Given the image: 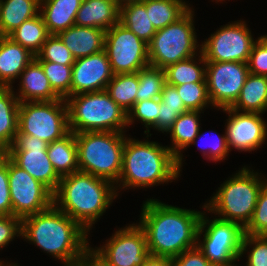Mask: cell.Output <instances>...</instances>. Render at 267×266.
<instances>
[{
	"label": "cell",
	"mask_w": 267,
	"mask_h": 266,
	"mask_svg": "<svg viewBox=\"0 0 267 266\" xmlns=\"http://www.w3.org/2000/svg\"><path fill=\"white\" fill-rule=\"evenodd\" d=\"M139 225L143 228L151 255L173 258L197 246L201 211L182 209L146 200Z\"/></svg>",
	"instance_id": "cell-1"
},
{
	"label": "cell",
	"mask_w": 267,
	"mask_h": 266,
	"mask_svg": "<svg viewBox=\"0 0 267 266\" xmlns=\"http://www.w3.org/2000/svg\"><path fill=\"white\" fill-rule=\"evenodd\" d=\"M86 232L54 204L22 219L21 236L64 263L77 266L90 250Z\"/></svg>",
	"instance_id": "cell-2"
},
{
	"label": "cell",
	"mask_w": 267,
	"mask_h": 266,
	"mask_svg": "<svg viewBox=\"0 0 267 266\" xmlns=\"http://www.w3.org/2000/svg\"><path fill=\"white\" fill-rule=\"evenodd\" d=\"M115 187L110 181L77 171L61 177L53 204L90 232L91 226L118 196L119 186Z\"/></svg>",
	"instance_id": "cell-3"
},
{
	"label": "cell",
	"mask_w": 267,
	"mask_h": 266,
	"mask_svg": "<svg viewBox=\"0 0 267 266\" xmlns=\"http://www.w3.org/2000/svg\"><path fill=\"white\" fill-rule=\"evenodd\" d=\"M177 157L166 146L148 140L126 138L119 186L153 187L179 177Z\"/></svg>",
	"instance_id": "cell-4"
},
{
	"label": "cell",
	"mask_w": 267,
	"mask_h": 266,
	"mask_svg": "<svg viewBox=\"0 0 267 266\" xmlns=\"http://www.w3.org/2000/svg\"><path fill=\"white\" fill-rule=\"evenodd\" d=\"M65 101L70 132H126L128 114L106 90L72 95Z\"/></svg>",
	"instance_id": "cell-5"
},
{
	"label": "cell",
	"mask_w": 267,
	"mask_h": 266,
	"mask_svg": "<svg viewBox=\"0 0 267 266\" xmlns=\"http://www.w3.org/2000/svg\"><path fill=\"white\" fill-rule=\"evenodd\" d=\"M221 184L204 209L218 214V219L240 224L245 228L251 221L259 192L267 182L247 167ZM220 215V216H219Z\"/></svg>",
	"instance_id": "cell-6"
},
{
	"label": "cell",
	"mask_w": 267,
	"mask_h": 266,
	"mask_svg": "<svg viewBox=\"0 0 267 266\" xmlns=\"http://www.w3.org/2000/svg\"><path fill=\"white\" fill-rule=\"evenodd\" d=\"M123 133L88 131L75 134L79 171L118 184L126 140Z\"/></svg>",
	"instance_id": "cell-7"
},
{
	"label": "cell",
	"mask_w": 267,
	"mask_h": 266,
	"mask_svg": "<svg viewBox=\"0 0 267 266\" xmlns=\"http://www.w3.org/2000/svg\"><path fill=\"white\" fill-rule=\"evenodd\" d=\"M193 12L190 8L176 22L156 31L148 44L150 66L165 69L176 62L199 56Z\"/></svg>",
	"instance_id": "cell-8"
},
{
	"label": "cell",
	"mask_w": 267,
	"mask_h": 266,
	"mask_svg": "<svg viewBox=\"0 0 267 266\" xmlns=\"http://www.w3.org/2000/svg\"><path fill=\"white\" fill-rule=\"evenodd\" d=\"M18 130L22 134L37 137L48 144L62 139L70 132L65 99L20 102Z\"/></svg>",
	"instance_id": "cell-9"
},
{
	"label": "cell",
	"mask_w": 267,
	"mask_h": 266,
	"mask_svg": "<svg viewBox=\"0 0 267 266\" xmlns=\"http://www.w3.org/2000/svg\"><path fill=\"white\" fill-rule=\"evenodd\" d=\"M202 233L204 239L201 242ZM244 234V228L240 224L218 218L209 221L205 213H202L197 247L213 266H234L233 262L241 257Z\"/></svg>",
	"instance_id": "cell-10"
},
{
	"label": "cell",
	"mask_w": 267,
	"mask_h": 266,
	"mask_svg": "<svg viewBox=\"0 0 267 266\" xmlns=\"http://www.w3.org/2000/svg\"><path fill=\"white\" fill-rule=\"evenodd\" d=\"M104 51L114 75L137 73L149 66L148 44L120 22L105 32Z\"/></svg>",
	"instance_id": "cell-11"
},
{
	"label": "cell",
	"mask_w": 267,
	"mask_h": 266,
	"mask_svg": "<svg viewBox=\"0 0 267 266\" xmlns=\"http://www.w3.org/2000/svg\"><path fill=\"white\" fill-rule=\"evenodd\" d=\"M48 143L37 137L22 134L19 130L12 146L5 154L33 178L44 184L53 194L61 177L55 171L47 154Z\"/></svg>",
	"instance_id": "cell-12"
},
{
	"label": "cell",
	"mask_w": 267,
	"mask_h": 266,
	"mask_svg": "<svg viewBox=\"0 0 267 266\" xmlns=\"http://www.w3.org/2000/svg\"><path fill=\"white\" fill-rule=\"evenodd\" d=\"M238 21L221 26L200 45L205 61L248 63L256 40L246 22Z\"/></svg>",
	"instance_id": "cell-13"
},
{
	"label": "cell",
	"mask_w": 267,
	"mask_h": 266,
	"mask_svg": "<svg viewBox=\"0 0 267 266\" xmlns=\"http://www.w3.org/2000/svg\"><path fill=\"white\" fill-rule=\"evenodd\" d=\"M12 215L21 220L53 205V193L8 157Z\"/></svg>",
	"instance_id": "cell-14"
},
{
	"label": "cell",
	"mask_w": 267,
	"mask_h": 266,
	"mask_svg": "<svg viewBox=\"0 0 267 266\" xmlns=\"http://www.w3.org/2000/svg\"><path fill=\"white\" fill-rule=\"evenodd\" d=\"M96 249L90 247L107 266H141L150 254L145 232L139 224L117 230L104 246Z\"/></svg>",
	"instance_id": "cell-15"
},
{
	"label": "cell",
	"mask_w": 267,
	"mask_h": 266,
	"mask_svg": "<svg viewBox=\"0 0 267 266\" xmlns=\"http://www.w3.org/2000/svg\"><path fill=\"white\" fill-rule=\"evenodd\" d=\"M250 74L245 62L206 61L205 80L214 107L231 108Z\"/></svg>",
	"instance_id": "cell-16"
},
{
	"label": "cell",
	"mask_w": 267,
	"mask_h": 266,
	"mask_svg": "<svg viewBox=\"0 0 267 266\" xmlns=\"http://www.w3.org/2000/svg\"><path fill=\"white\" fill-rule=\"evenodd\" d=\"M229 114L225 129L228 148L240 151H254L265 142L267 124L260 113L240 112L223 109ZM263 118V119H262Z\"/></svg>",
	"instance_id": "cell-17"
},
{
	"label": "cell",
	"mask_w": 267,
	"mask_h": 266,
	"mask_svg": "<svg viewBox=\"0 0 267 266\" xmlns=\"http://www.w3.org/2000/svg\"><path fill=\"white\" fill-rule=\"evenodd\" d=\"M113 75L104 50L76 59L72 65L71 96L106 90Z\"/></svg>",
	"instance_id": "cell-18"
},
{
	"label": "cell",
	"mask_w": 267,
	"mask_h": 266,
	"mask_svg": "<svg viewBox=\"0 0 267 266\" xmlns=\"http://www.w3.org/2000/svg\"><path fill=\"white\" fill-rule=\"evenodd\" d=\"M19 102L55 101L62 99L51 87L41 64L34 58L20 74Z\"/></svg>",
	"instance_id": "cell-19"
},
{
	"label": "cell",
	"mask_w": 267,
	"mask_h": 266,
	"mask_svg": "<svg viewBox=\"0 0 267 266\" xmlns=\"http://www.w3.org/2000/svg\"><path fill=\"white\" fill-rule=\"evenodd\" d=\"M105 30L74 25L57 36L70 50L75 59L97 54L104 50Z\"/></svg>",
	"instance_id": "cell-20"
},
{
	"label": "cell",
	"mask_w": 267,
	"mask_h": 266,
	"mask_svg": "<svg viewBox=\"0 0 267 266\" xmlns=\"http://www.w3.org/2000/svg\"><path fill=\"white\" fill-rule=\"evenodd\" d=\"M35 58L28 49L8 36L0 37V86H12L21 72Z\"/></svg>",
	"instance_id": "cell-21"
},
{
	"label": "cell",
	"mask_w": 267,
	"mask_h": 266,
	"mask_svg": "<svg viewBox=\"0 0 267 266\" xmlns=\"http://www.w3.org/2000/svg\"><path fill=\"white\" fill-rule=\"evenodd\" d=\"M120 7L113 0H82L75 25L109 30L119 22Z\"/></svg>",
	"instance_id": "cell-22"
},
{
	"label": "cell",
	"mask_w": 267,
	"mask_h": 266,
	"mask_svg": "<svg viewBox=\"0 0 267 266\" xmlns=\"http://www.w3.org/2000/svg\"><path fill=\"white\" fill-rule=\"evenodd\" d=\"M81 3L82 0H41L39 13L49 34L57 35L74 26Z\"/></svg>",
	"instance_id": "cell-23"
},
{
	"label": "cell",
	"mask_w": 267,
	"mask_h": 266,
	"mask_svg": "<svg viewBox=\"0 0 267 266\" xmlns=\"http://www.w3.org/2000/svg\"><path fill=\"white\" fill-rule=\"evenodd\" d=\"M19 100L11 86H0V149L6 152L18 131Z\"/></svg>",
	"instance_id": "cell-24"
},
{
	"label": "cell",
	"mask_w": 267,
	"mask_h": 266,
	"mask_svg": "<svg viewBox=\"0 0 267 266\" xmlns=\"http://www.w3.org/2000/svg\"><path fill=\"white\" fill-rule=\"evenodd\" d=\"M200 111H188L181 114L167 131L171 133L172 147L169 150L177 157V168L179 172L182 167L181 151L190 146L195 141L201 126H199Z\"/></svg>",
	"instance_id": "cell-25"
},
{
	"label": "cell",
	"mask_w": 267,
	"mask_h": 266,
	"mask_svg": "<svg viewBox=\"0 0 267 266\" xmlns=\"http://www.w3.org/2000/svg\"><path fill=\"white\" fill-rule=\"evenodd\" d=\"M41 0H0V35L8 36L40 13Z\"/></svg>",
	"instance_id": "cell-26"
},
{
	"label": "cell",
	"mask_w": 267,
	"mask_h": 266,
	"mask_svg": "<svg viewBox=\"0 0 267 266\" xmlns=\"http://www.w3.org/2000/svg\"><path fill=\"white\" fill-rule=\"evenodd\" d=\"M231 109L264 114L267 110V77L249 74Z\"/></svg>",
	"instance_id": "cell-27"
},
{
	"label": "cell",
	"mask_w": 267,
	"mask_h": 266,
	"mask_svg": "<svg viewBox=\"0 0 267 266\" xmlns=\"http://www.w3.org/2000/svg\"><path fill=\"white\" fill-rule=\"evenodd\" d=\"M48 158L60 177L79 171L75 133L69 132L62 139L47 145Z\"/></svg>",
	"instance_id": "cell-28"
},
{
	"label": "cell",
	"mask_w": 267,
	"mask_h": 266,
	"mask_svg": "<svg viewBox=\"0 0 267 266\" xmlns=\"http://www.w3.org/2000/svg\"><path fill=\"white\" fill-rule=\"evenodd\" d=\"M119 22L147 44L156 33L149 12L146 11V0L121 6Z\"/></svg>",
	"instance_id": "cell-29"
},
{
	"label": "cell",
	"mask_w": 267,
	"mask_h": 266,
	"mask_svg": "<svg viewBox=\"0 0 267 266\" xmlns=\"http://www.w3.org/2000/svg\"><path fill=\"white\" fill-rule=\"evenodd\" d=\"M49 36L41 14L24 21L8 35L14 42L19 43L35 56Z\"/></svg>",
	"instance_id": "cell-30"
},
{
	"label": "cell",
	"mask_w": 267,
	"mask_h": 266,
	"mask_svg": "<svg viewBox=\"0 0 267 266\" xmlns=\"http://www.w3.org/2000/svg\"><path fill=\"white\" fill-rule=\"evenodd\" d=\"M199 54L200 56L197 60L200 61V64H203L201 67L200 65H197L198 63L196 59H194L195 57H191L167 66L164 69L166 83L171 86H177L190 82H206V61L201 50H199Z\"/></svg>",
	"instance_id": "cell-31"
},
{
	"label": "cell",
	"mask_w": 267,
	"mask_h": 266,
	"mask_svg": "<svg viewBox=\"0 0 267 266\" xmlns=\"http://www.w3.org/2000/svg\"><path fill=\"white\" fill-rule=\"evenodd\" d=\"M185 112L188 110L185 108L177 89L166 83L159 98L158 120L152 128L162 133L167 132L175 120Z\"/></svg>",
	"instance_id": "cell-32"
},
{
	"label": "cell",
	"mask_w": 267,
	"mask_h": 266,
	"mask_svg": "<svg viewBox=\"0 0 267 266\" xmlns=\"http://www.w3.org/2000/svg\"><path fill=\"white\" fill-rule=\"evenodd\" d=\"M190 8L183 0H146V11L156 31L176 22Z\"/></svg>",
	"instance_id": "cell-33"
},
{
	"label": "cell",
	"mask_w": 267,
	"mask_h": 266,
	"mask_svg": "<svg viewBox=\"0 0 267 266\" xmlns=\"http://www.w3.org/2000/svg\"><path fill=\"white\" fill-rule=\"evenodd\" d=\"M138 88V73H124L113 75V78L107 85L106 91L128 113L136 103Z\"/></svg>",
	"instance_id": "cell-34"
},
{
	"label": "cell",
	"mask_w": 267,
	"mask_h": 266,
	"mask_svg": "<svg viewBox=\"0 0 267 266\" xmlns=\"http://www.w3.org/2000/svg\"><path fill=\"white\" fill-rule=\"evenodd\" d=\"M139 88L136 102L142 100L159 99L166 84L164 69L147 66L138 72Z\"/></svg>",
	"instance_id": "cell-35"
},
{
	"label": "cell",
	"mask_w": 267,
	"mask_h": 266,
	"mask_svg": "<svg viewBox=\"0 0 267 266\" xmlns=\"http://www.w3.org/2000/svg\"><path fill=\"white\" fill-rule=\"evenodd\" d=\"M52 89L63 99L71 96L72 65H62L49 61H38Z\"/></svg>",
	"instance_id": "cell-36"
},
{
	"label": "cell",
	"mask_w": 267,
	"mask_h": 266,
	"mask_svg": "<svg viewBox=\"0 0 267 266\" xmlns=\"http://www.w3.org/2000/svg\"><path fill=\"white\" fill-rule=\"evenodd\" d=\"M174 87L188 111H203L209 104L212 106L206 82H190Z\"/></svg>",
	"instance_id": "cell-37"
},
{
	"label": "cell",
	"mask_w": 267,
	"mask_h": 266,
	"mask_svg": "<svg viewBox=\"0 0 267 266\" xmlns=\"http://www.w3.org/2000/svg\"><path fill=\"white\" fill-rule=\"evenodd\" d=\"M37 61L73 65L75 58L57 35H50L36 54Z\"/></svg>",
	"instance_id": "cell-38"
},
{
	"label": "cell",
	"mask_w": 267,
	"mask_h": 266,
	"mask_svg": "<svg viewBox=\"0 0 267 266\" xmlns=\"http://www.w3.org/2000/svg\"><path fill=\"white\" fill-rule=\"evenodd\" d=\"M127 114L128 125L133 124L136 117L145 124L144 126L147 128V131L145 130L144 133L147 134L150 132L149 128L157 123L159 115V99L138 101Z\"/></svg>",
	"instance_id": "cell-39"
},
{
	"label": "cell",
	"mask_w": 267,
	"mask_h": 266,
	"mask_svg": "<svg viewBox=\"0 0 267 266\" xmlns=\"http://www.w3.org/2000/svg\"><path fill=\"white\" fill-rule=\"evenodd\" d=\"M245 234L267 236V182L261 188L253 216L244 228Z\"/></svg>",
	"instance_id": "cell-40"
},
{
	"label": "cell",
	"mask_w": 267,
	"mask_h": 266,
	"mask_svg": "<svg viewBox=\"0 0 267 266\" xmlns=\"http://www.w3.org/2000/svg\"><path fill=\"white\" fill-rule=\"evenodd\" d=\"M248 246L253 247L249 251L246 266H267V236L244 234L241 257L247 251Z\"/></svg>",
	"instance_id": "cell-41"
},
{
	"label": "cell",
	"mask_w": 267,
	"mask_h": 266,
	"mask_svg": "<svg viewBox=\"0 0 267 266\" xmlns=\"http://www.w3.org/2000/svg\"><path fill=\"white\" fill-rule=\"evenodd\" d=\"M250 74L267 77V35L256 40L248 60Z\"/></svg>",
	"instance_id": "cell-42"
},
{
	"label": "cell",
	"mask_w": 267,
	"mask_h": 266,
	"mask_svg": "<svg viewBox=\"0 0 267 266\" xmlns=\"http://www.w3.org/2000/svg\"><path fill=\"white\" fill-rule=\"evenodd\" d=\"M12 215L9 189L8 156L4 153L0 159V216Z\"/></svg>",
	"instance_id": "cell-43"
},
{
	"label": "cell",
	"mask_w": 267,
	"mask_h": 266,
	"mask_svg": "<svg viewBox=\"0 0 267 266\" xmlns=\"http://www.w3.org/2000/svg\"><path fill=\"white\" fill-rule=\"evenodd\" d=\"M205 134L206 133H204L203 135L200 136V130H199V133L196 136L195 141H193L190 145H192V144L195 145L197 143L196 139L198 137L200 138L199 140H201V138L203 139L204 138L203 136H205ZM218 136L217 137L215 136L216 139L213 140L214 142H211V144L208 145L209 147H207V149L204 150L205 147L201 148V152L203 151V153H202L203 156H206L205 158L208 157L209 160L216 161V162L219 160L223 161L224 159H226V156H228V153L230 151L228 148V144H227L226 132L223 136H220V135H218ZM202 146H204V145L202 144Z\"/></svg>",
	"instance_id": "cell-44"
},
{
	"label": "cell",
	"mask_w": 267,
	"mask_h": 266,
	"mask_svg": "<svg viewBox=\"0 0 267 266\" xmlns=\"http://www.w3.org/2000/svg\"><path fill=\"white\" fill-rule=\"evenodd\" d=\"M22 220L13 215L0 216V248H4L15 236H21ZM18 234V235H17Z\"/></svg>",
	"instance_id": "cell-45"
},
{
	"label": "cell",
	"mask_w": 267,
	"mask_h": 266,
	"mask_svg": "<svg viewBox=\"0 0 267 266\" xmlns=\"http://www.w3.org/2000/svg\"><path fill=\"white\" fill-rule=\"evenodd\" d=\"M171 266H213L196 246L171 258Z\"/></svg>",
	"instance_id": "cell-46"
},
{
	"label": "cell",
	"mask_w": 267,
	"mask_h": 266,
	"mask_svg": "<svg viewBox=\"0 0 267 266\" xmlns=\"http://www.w3.org/2000/svg\"><path fill=\"white\" fill-rule=\"evenodd\" d=\"M141 266H171V258L149 254Z\"/></svg>",
	"instance_id": "cell-47"
},
{
	"label": "cell",
	"mask_w": 267,
	"mask_h": 266,
	"mask_svg": "<svg viewBox=\"0 0 267 266\" xmlns=\"http://www.w3.org/2000/svg\"><path fill=\"white\" fill-rule=\"evenodd\" d=\"M77 266H107L100 261L90 250L85 254Z\"/></svg>",
	"instance_id": "cell-48"
},
{
	"label": "cell",
	"mask_w": 267,
	"mask_h": 266,
	"mask_svg": "<svg viewBox=\"0 0 267 266\" xmlns=\"http://www.w3.org/2000/svg\"><path fill=\"white\" fill-rule=\"evenodd\" d=\"M119 7L133 2H140L142 0H113Z\"/></svg>",
	"instance_id": "cell-49"
},
{
	"label": "cell",
	"mask_w": 267,
	"mask_h": 266,
	"mask_svg": "<svg viewBox=\"0 0 267 266\" xmlns=\"http://www.w3.org/2000/svg\"><path fill=\"white\" fill-rule=\"evenodd\" d=\"M3 262V263H2ZM16 265V263L15 264H13V263H9V264H4V261H0V266H15Z\"/></svg>",
	"instance_id": "cell-50"
},
{
	"label": "cell",
	"mask_w": 267,
	"mask_h": 266,
	"mask_svg": "<svg viewBox=\"0 0 267 266\" xmlns=\"http://www.w3.org/2000/svg\"><path fill=\"white\" fill-rule=\"evenodd\" d=\"M4 153L5 152L0 149V159L3 157Z\"/></svg>",
	"instance_id": "cell-51"
}]
</instances>
